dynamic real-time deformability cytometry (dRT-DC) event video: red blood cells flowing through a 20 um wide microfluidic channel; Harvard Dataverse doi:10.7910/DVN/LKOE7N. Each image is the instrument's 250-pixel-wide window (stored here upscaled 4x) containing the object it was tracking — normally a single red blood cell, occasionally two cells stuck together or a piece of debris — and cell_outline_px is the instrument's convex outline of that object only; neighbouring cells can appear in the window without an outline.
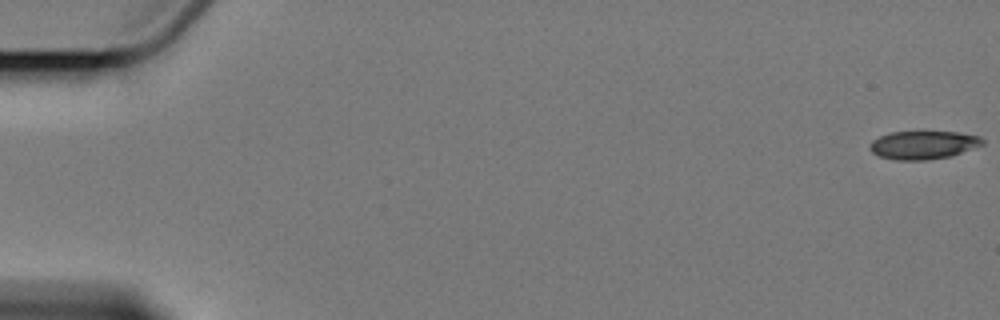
{"species": "Egyptian fruit bat (a non-hibernating species)", "species_latin": "Rousettus aegyptiacus", "temperature_condition": "cold", "stored_images_in_passage": 6, "camera_frame_rate_fps": 3000, "um_per_image_px": 0.085, "animal": {"sex": "female"}, "frame": {"image": 1, "passage_image": 1, "time_ms": 0.0, "image_size_px": [1000, 320], "cell_outline_px": [[984, 144], [952, 156], [928, 160], [896, 160], [880, 156], [872, 152], [868, 148], [872, 140], [880, 136], [892, 132], [956, 132], [980, 136], [984, 140]], "centroid_in_image_um": [78.49, 12.33], "position_along_channel_um": 6.5, "area_um2": 18.55}}